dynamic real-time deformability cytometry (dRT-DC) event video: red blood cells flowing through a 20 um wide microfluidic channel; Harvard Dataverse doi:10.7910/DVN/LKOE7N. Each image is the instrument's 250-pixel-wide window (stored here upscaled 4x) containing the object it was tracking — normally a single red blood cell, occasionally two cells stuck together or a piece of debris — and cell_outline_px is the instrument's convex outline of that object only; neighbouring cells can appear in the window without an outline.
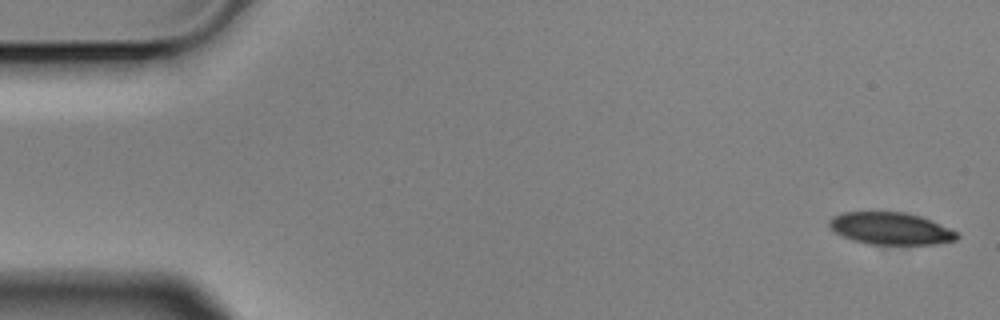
{"species": "Egyptian fruit bat (a non-hibernating species)", "species_latin": "Rousettus aegyptiacus", "temperature_condition": "cold", "stored_images_in_passage": 5, "camera_frame_rate_fps": 3000, "um_per_image_px": 0.085, "animal": {"sex": "male"}, "frame": {"image": 1, "passage_image": 1, "time_ms": 0.0, "image_size_px": [1000, 320], "cell_outline_px": [[960, 236], [956, 240], [936, 244], [868, 244], [844, 236], [836, 232], [828, 224], [828, 220], [832, 216], [844, 212], [904, 212], [920, 216], [960, 232]], "centroid_in_image_um": [75.75, 19.42], "position_along_channel_um": 9.3, "area_um2": 23.81}}
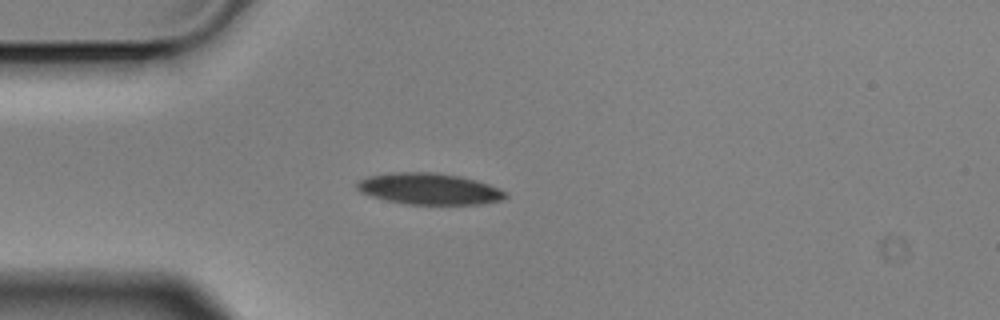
{"frame": {"image": 2, "passage_image": 4, "time_ms": 1.0, "image_size_px": [1000, 320], "cell_outline_px": [[508, 196], [504, 200], [480, 204], [408, 204], [388, 200], [372, 196], [360, 192], [356, 188], [356, 184], [360, 180], [368, 176], [396, 172], [436, 172], [460, 176], [476, 180], [488, 184], [508, 192]], "centroid_in_image_um": [36.52, 16.05], "position_along_channel_um": 48.5, "area_um2": 27.11}}